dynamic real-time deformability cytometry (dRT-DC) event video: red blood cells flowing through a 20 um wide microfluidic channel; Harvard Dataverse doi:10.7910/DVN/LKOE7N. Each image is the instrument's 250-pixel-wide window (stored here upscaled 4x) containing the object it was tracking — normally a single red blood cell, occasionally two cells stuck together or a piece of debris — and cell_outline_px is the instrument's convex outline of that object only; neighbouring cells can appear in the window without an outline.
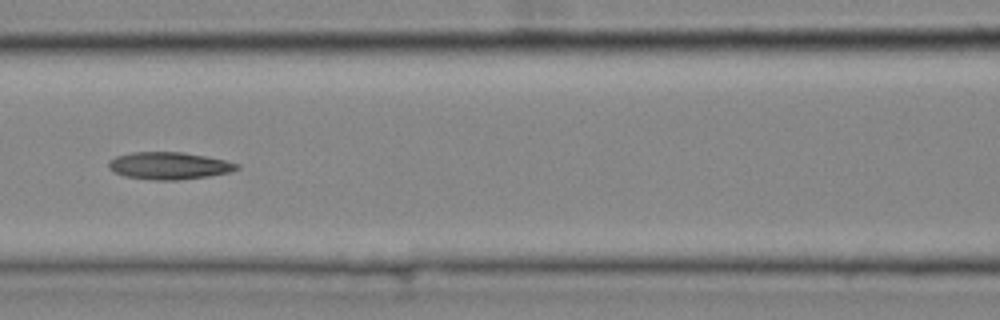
{"species": "common noctule bat (a hibernating species)", "species_latin": "Nyctalus noctula", "temperature_condition": "cold", "stored_images_in_passage": 53, "camera_frame_rate_fps": 3000, "um_per_image_px": 0.085, "animal": {"sex": "female", "body_mass_g": 25.1}, "frame": {"image": 1, "passage_image": 23, "time_ms": 7.333, "image_size_px": [1000, 320], "cell_outline_px": [[240, 168], [228, 172], [208, 176], [176, 180], [156, 180], [124, 176], [108, 168], [108, 160], [116, 156], [132, 152], [184, 152], [224, 160], [240, 164]], "centroid_in_image_um": [14.35, 14.08], "position_along_channel_um": 152.3, "area_um2": 20.23}, "authors_computed_cell_mechanics": {"area_um2": 20.3456, "velocity_mm_per_s": 3.6729, "shape_relaxation_time_tau1_ms": 6.0972, "shape_relaxation_time_tau2_ms": 7.1479, "deformation_change_tau1": 0.1679, "deformation_change_tau2": 0.1998}}